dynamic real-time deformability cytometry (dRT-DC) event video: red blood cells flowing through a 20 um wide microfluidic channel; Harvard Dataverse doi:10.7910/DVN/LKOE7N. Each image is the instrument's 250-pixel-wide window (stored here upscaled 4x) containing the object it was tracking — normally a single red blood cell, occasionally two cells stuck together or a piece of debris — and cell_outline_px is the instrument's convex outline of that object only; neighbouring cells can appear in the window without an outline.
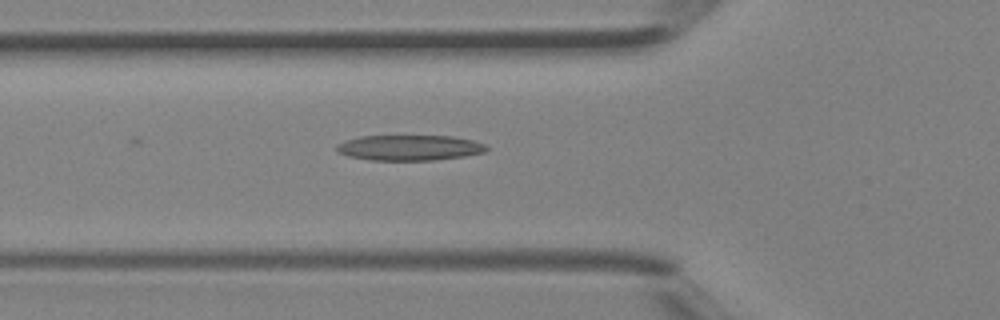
{"species": "Egyptian fruit bat (a non-hibernating species)", "species_latin": "Rousettus aegyptiacus", "temperature_condition": "room temperature", "stored_images_in_passage": 12, "camera_frame_rate_fps": 3000, "um_per_image_px": 0.085, "animal": {"sex": "female"}, "frame": {"image": 1, "passage_image": 12, "time_ms": 3.667, "image_size_px": [1000, 320], "cell_outline_px": [[488, 148], [484, 152], [464, 156], [432, 160], [372, 160], [348, 156], [340, 152], [336, 148], [336, 144], [344, 140], [360, 136], [452, 136], [472, 140], [484, 144]], "centroid_in_image_um": [34.78, 12.55], "position_along_channel_um": 91.0, "area_um2": 22.08}}